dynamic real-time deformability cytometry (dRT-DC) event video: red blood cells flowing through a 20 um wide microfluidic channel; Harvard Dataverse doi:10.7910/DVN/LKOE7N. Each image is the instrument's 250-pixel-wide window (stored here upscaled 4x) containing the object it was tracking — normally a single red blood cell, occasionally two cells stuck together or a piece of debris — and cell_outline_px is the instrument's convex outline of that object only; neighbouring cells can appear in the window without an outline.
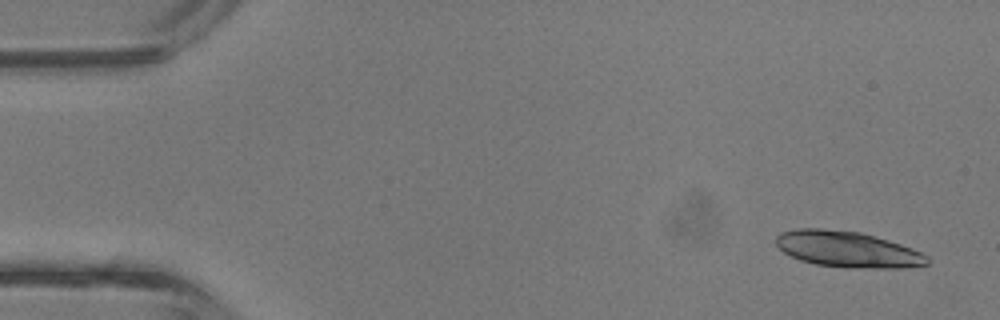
{"species": "common noctule bat (a hibernating species)", "species_latin": "Nyctalus noctula", "temperature_condition": "room temperature", "stored_images_in_passage": 4, "camera_frame_rate_fps": 3000, "um_per_image_px": 0.085, "animal": {"sex": "male", "body_mass_g": 13.3}, "frame": {"image": 1, "passage_image": 4, "time_ms": 1.0, "image_size_px": [1000, 320], "cell_outline_px": [[928, 264], [904, 268], [844, 268], [816, 264], [800, 260], [784, 252], [776, 244], [776, 236], [780, 232], [796, 228], [820, 228], [860, 232], [888, 240], [912, 248], [928, 256]], "centroid_in_image_um": [72.03, 21.19], "position_along_channel_um": 13.0, "area_um2": 31.79}}